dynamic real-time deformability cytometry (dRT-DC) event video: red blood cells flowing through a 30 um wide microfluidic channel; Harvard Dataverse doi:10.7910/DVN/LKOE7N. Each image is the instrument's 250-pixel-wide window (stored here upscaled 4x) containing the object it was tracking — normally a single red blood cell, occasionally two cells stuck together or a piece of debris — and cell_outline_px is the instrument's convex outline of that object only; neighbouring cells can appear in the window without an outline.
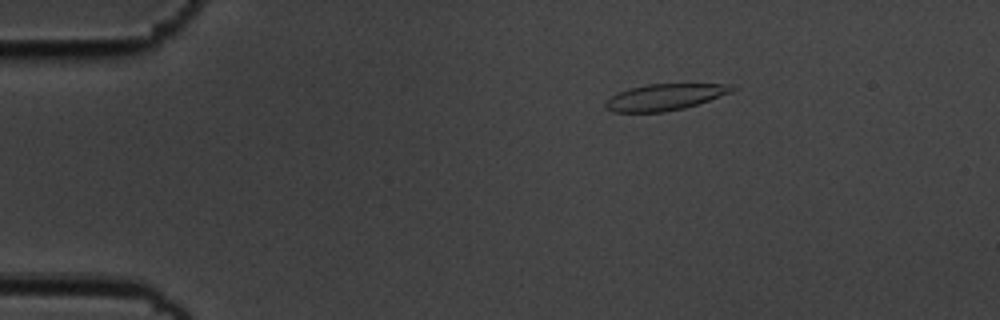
{"species": "common noctule bat (a hibernating species)", "species_latin": "Nyctalus noctula", "temperature_condition": "cold", "stored_images_in_passage": 2, "camera_frame_rate_fps": 3000, "um_per_image_px": 0.085, "animal": {"sex": "male", "body_mass_g": 19.5, "forearm_length_mm": 54.6}, "frame": {"image": 1, "passage_image": 1, "time_ms": 0.0, "image_size_px": [1000, 320], "cell_outline_px": [[736, 88], [732, 92], [684, 108], [664, 112], [612, 112], [604, 108], [604, 104], [612, 96], [628, 88], [648, 84], [732, 84]], "centroid_in_image_um": [56.49, 8.25], "position_along_channel_um": 28.5, "area_um2": 19.31}}